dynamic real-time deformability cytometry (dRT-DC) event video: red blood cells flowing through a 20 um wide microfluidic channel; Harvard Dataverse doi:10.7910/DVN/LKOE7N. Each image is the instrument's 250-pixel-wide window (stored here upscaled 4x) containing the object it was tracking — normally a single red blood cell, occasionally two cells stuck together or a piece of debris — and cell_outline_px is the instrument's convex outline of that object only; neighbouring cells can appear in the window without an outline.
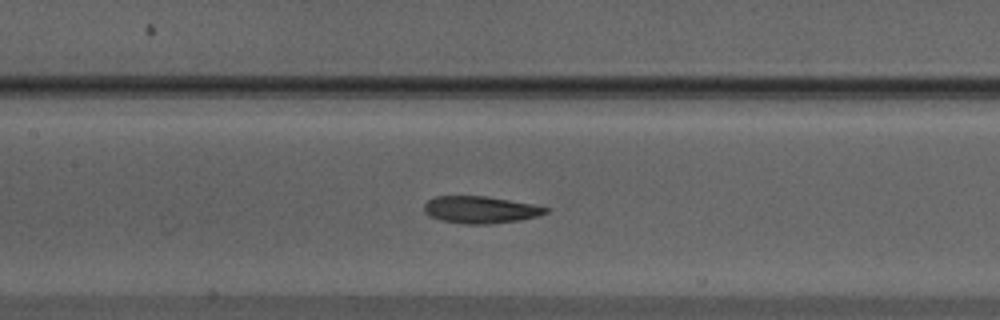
{"species": "Egyptian fruit bat (a non-hibernating species)", "species_latin": "Rousettus aegyptiacus", "temperature_condition": "warm", "stored_images_in_passage": 53, "camera_frame_rate_fps": 3000, "um_per_image_px": 0.085, "animal": {"sex": "male"}, "frame": {"image": 1, "passage_image": 24, "time_ms": 7.667, "image_size_px": [1000, 320], "cell_outline_px": [[548, 212], [536, 216], [520, 220], [488, 224], [464, 224], [440, 220], [428, 216], [424, 212], [424, 204], [428, 200], [436, 196], [484, 196], [532, 204], [548, 208]], "centroid_in_image_um": [40.78, 17.83], "position_along_channel_um": 166.6, "area_um2": 19.07}}
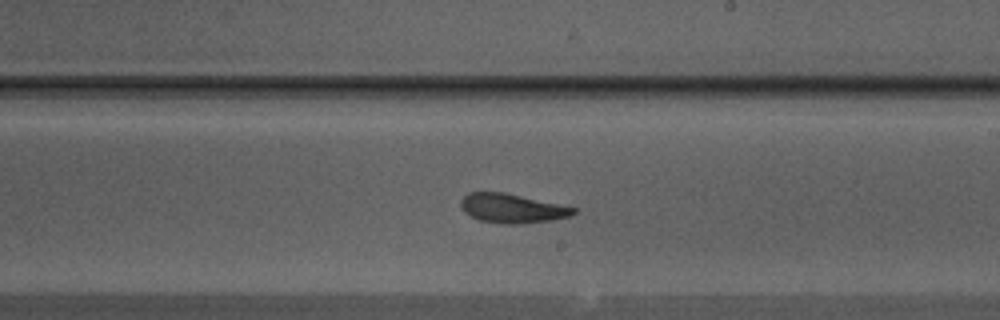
{"frame": {"image": 2, "passage_image": 30, "time_ms": 9.667, "image_size_px": [1000, 320], "cell_outline_px": [[576, 212], [568, 216], [552, 220], [520, 224], [504, 224], [480, 220], [464, 212], [460, 208], [460, 200], [468, 192], [504, 192], [576, 208]], "centroid_in_image_um": [43.48, 17.71], "position_along_channel_um": 245.5, "area_um2": 19.02}}
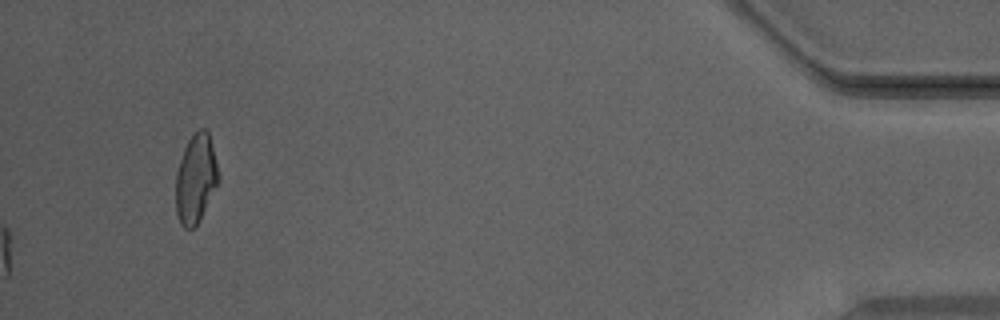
{"frame": {"image": 3, "passage_image": 53, "time_ms": 17.333, "image_size_px": [1000, 320], "cell_outline_px": [[220, 180], [200, 220], [192, 228], [184, 228], [180, 224], [176, 212], [176, 172], [184, 148], [188, 140], [200, 128], [204, 128], [208, 132], [216, 160], [220, 176]], "centroid_in_image_um": [16.65, 15.21], "position_along_channel_um": 418.6, "area_um2": 22.08}, "authors_computed_cell_mechanics": {"area_um2": 19.8832, "velocity_mm_per_s": 3.9567, "shape_relaxation_time_tau1_ms": 4.474, "shape_relaxation_time_tau2_ms": 2.491, "deformation_change_tau1": 0.1701, "deformation_change_tau2": 0.1058}}